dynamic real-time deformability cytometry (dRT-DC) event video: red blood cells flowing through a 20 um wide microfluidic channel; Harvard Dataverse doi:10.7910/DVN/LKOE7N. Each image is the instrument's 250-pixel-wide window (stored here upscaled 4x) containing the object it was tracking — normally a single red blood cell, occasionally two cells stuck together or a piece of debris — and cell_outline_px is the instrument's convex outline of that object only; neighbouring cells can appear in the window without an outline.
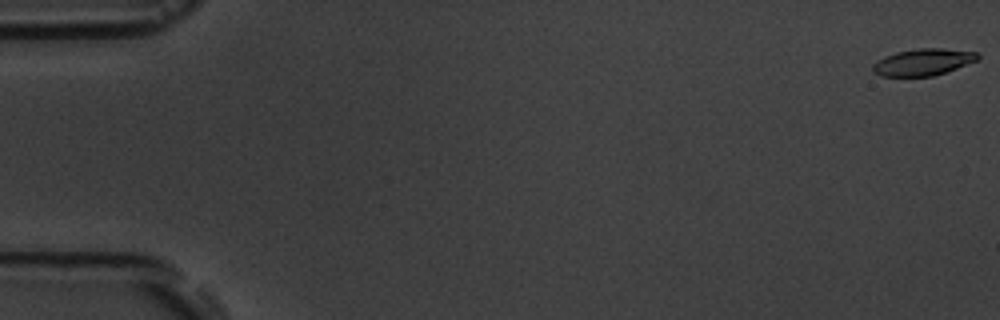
{"species": "common noctule bat (a hibernating species)", "species_latin": "Nyctalus noctula", "temperature_condition": "room temperature", "stored_images_in_passage": 7, "camera_frame_rate_fps": 3000, "um_per_image_px": 0.085, "animal": {"sex": "male", "body_mass_g": 19.5, "forearm_length_mm": 54.6}, "frame": {"image": 1, "passage_image": 1, "time_ms": 0.0, "image_size_px": [1000, 320], "cell_outline_px": [[980, 56], [976, 60], [956, 68], [932, 76], [880, 76], [872, 72], [872, 64], [876, 60], [884, 56], [896, 52], [920, 48], [940, 48], [980, 52]], "centroid_in_image_um": [78.42, 5.27], "position_along_channel_um": 6.6, "area_um2": 16.36}}
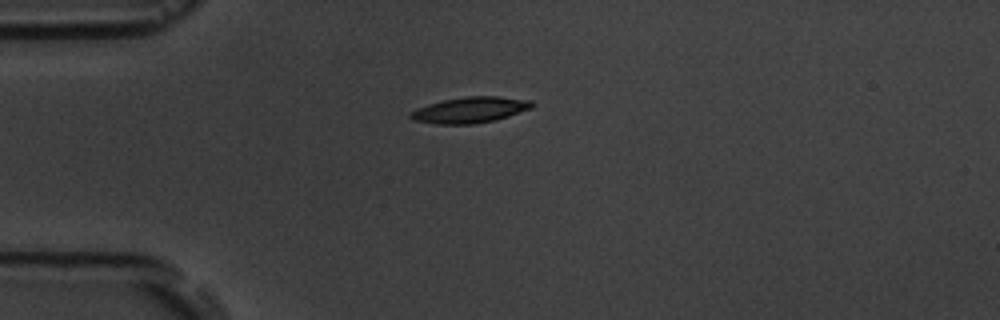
{"frame": {"image": 2, "passage_image": 5, "time_ms": 4.667, "image_size_px": [1000, 320], "cell_outline_px": [[532, 108], [496, 120], [472, 124], [436, 124], [412, 120], [408, 116], [408, 112], [416, 108], [440, 100], [464, 96], [500, 96], [532, 100]], "centroid_in_image_um": [39.9, 9.34], "position_along_channel_um": 45.1, "area_um2": 18.61}}
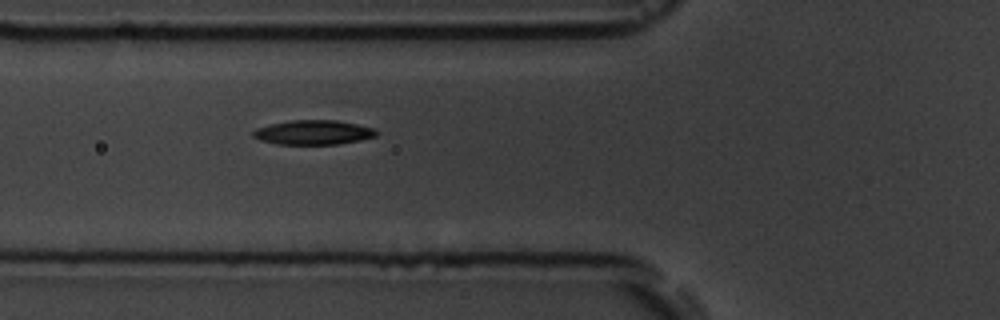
{"frame": {"image": 3, "passage_image": 7, "time_ms": 6.667, "image_size_px": [1000, 320], "cell_outline_px": [[380, 132], [376, 136], [360, 140], [336, 144], [276, 144], [260, 140], [252, 136], [252, 132], [256, 128], [288, 120], [336, 120], [376, 128]], "centroid_in_image_um": [26.65, 11.25], "position_along_channel_um": 99.1, "area_um2": 17.63}}